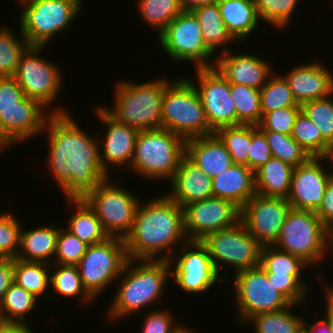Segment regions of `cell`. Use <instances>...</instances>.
<instances>
[{
  "label": "cell",
  "instance_id": "cell-29",
  "mask_svg": "<svg viewBox=\"0 0 333 333\" xmlns=\"http://www.w3.org/2000/svg\"><path fill=\"white\" fill-rule=\"evenodd\" d=\"M293 169V166L272 156L266 164L255 171L256 194L287 199Z\"/></svg>",
  "mask_w": 333,
  "mask_h": 333
},
{
  "label": "cell",
  "instance_id": "cell-12",
  "mask_svg": "<svg viewBox=\"0 0 333 333\" xmlns=\"http://www.w3.org/2000/svg\"><path fill=\"white\" fill-rule=\"evenodd\" d=\"M109 179L102 181L83 200L95 212L109 237L124 239L131 231L136 210L141 200L130 191L114 185ZM128 191V192H127Z\"/></svg>",
  "mask_w": 333,
  "mask_h": 333
},
{
  "label": "cell",
  "instance_id": "cell-27",
  "mask_svg": "<svg viewBox=\"0 0 333 333\" xmlns=\"http://www.w3.org/2000/svg\"><path fill=\"white\" fill-rule=\"evenodd\" d=\"M222 20L234 41H247L260 23L255 0H216ZM259 24V25H258Z\"/></svg>",
  "mask_w": 333,
  "mask_h": 333
},
{
  "label": "cell",
  "instance_id": "cell-4",
  "mask_svg": "<svg viewBox=\"0 0 333 333\" xmlns=\"http://www.w3.org/2000/svg\"><path fill=\"white\" fill-rule=\"evenodd\" d=\"M44 108L25 96L13 76L0 77V132L12 146L44 131L52 114L69 113L61 107L46 113Z\"/></svg>",
  "mask_w": 333,
  "mask_h": 333
},
{
  "label": "cell",
  "instance_id": "cell-14",
  "mask_svg": "<svg viewBox=\"0 0 333 333\" xmlns=\"http://www.w3.org/2000/svg\"><path fill=\"white\" fill-rule=\"evenodd\" d=\"M157 36L160 47L173 61H192L195 68L214 67L215 62L208 60L214 54L206 47L199 20L192 11L181 12Z\"/></svg>",
  "mask_w": 333,
  "mask_h": 333
},
{
  "label": "cell",
  "instance_id": "cell-9",
  "mask_svg": "<svg viewBox=\"0 0 333 333\" xmlns=\"http://www.w3.org/2000/svg\"><path fill=\"white\" fill-rule=\"evenodd\" d=\"M81 6L78 0H27L19 9L21 33L31 46H47L75 21Z\"/></svg>",
  "mask_w": 333,
  "mask_h": 333
},
{
  "label": "cell",
  "instance_id": "cell-31",
  "mask_svg": "<svg viewBox=\"0 0 333 333\" xmlns=\"http://www.w3.org/2000/svg\"><path fill=\"white\" fill-rule=\"evenodd\" d=\"M192 12L199 20L204 43L213 54L223 44H231L234 40L226 29L216 2L197 7Z\"/></svg>",
  "mask_w": 333,
  "mask_h": 333
},
{
  "label": "cell",
  "instance_id": "cell-26",
  "mask_svg": "<svg viewBox=\"0 0 333 333\" xmlns=\"http://www.w3.org/2000/svg\"><path fill=\"white\" fill-rule=\"evenodd\" d=\"M214 197L226 199L240 209L256 195L255 172L243 164H233L212 179Z\"/></svg>",
  "mask_w": 333,
  "mask_h": 333
},
{
  "label": "cell",
  "instance_id": "cell-42",
  "mask_svg": "<svg viewBox=\"0 0 333 333\" xmlns=\"http://www.w3.org/2000/svg\"><path fill=\"white\" fill-rule=\"evenodd\" d=\"M223 142L234 164L247 166L251 146V125L226 126L214 132Z\"/></svg>",
  "mask_w": 333,
  "mask_h": 333
},
{
  "label": "cell",
  "instance_id": "cell-37",
  "mask_svg": "<svg viewBox=\"0 0 333 333\" xmlns=\"http://www.w3.org/2000/svg\"><path fill=\"white\" fill-rule=\"evenodd\" d=\"M230 92L237 112V125L258 126L262 120L260 90L230 83Z\"/></svg>",
  "mask_w": 333,
  "mask_h": 333
},
{
  "label": "cell",
  "instance_id": "cell-47",
  "mask_svg": "<svg viewBox=\"0 0 333 333\" xmlns=\"http://www.w3.org/2000/svg\"><path fill=\"white\" fill-rule=\"evenodd\" d=\"M21 224L9 211L0 214V257L16 258L20 246ZM18 248V249H17Z\"/></svg>",
  "mask_w": 333,
  "mask_h": 333
},
{
  "label": "cell",
  "instance_id": "cell-30",
  "mask_svg": "<svg viewBox=\"0 0 333 333\" xmlns=\"http://www.w3.org/2000/svg\"><path fill=\"white\" fill-rule=\"evenodd\" d=\"M68 204L76 207L68 219L67 231L87 245L97 244L109 238L95 212L83 199H67Z\"/></svg>",
  "mask_w": 333,
  "mask_h": 333
},
{
  "label": "cell",
  "instance_id": "cell-19",
  "mask_svg": "<svg viewBox=\"0 0 333 333\" xmlns=\"http://www.w3.org/2000/svg\"><path fill=\"white\" fill-rule=\"evenodd\" d=\"M290 209L286 198L256 194L241 208L240 220L262 246H273Z\"/></svg>",
  "mask_w": 333,
  "mask_h": 333
},
{
  "label": "cell",
  "instance_id": "cell-38",
  "mask_svg": "<svg viewBox=\"0 0 333 333\" xmlns=\"http://www.w3.org/2000/svg\"><path fill=\"white\" fill-rule=\"evenodd\" d=\"M142 20L159 35L176 16L183 12L179 0H137Z\"/></svg>",
  "mask_w": 333,
  "mask_h": 333
},
{
  "label": "cell",
  "instance_id": "cell-53",
  "mask_svg": "<svg viewBox=\"0 0 333 333\" xmlns=\"http://www.w3.org/2000/svg\"><path fill=\"white\" fill-rule=\"evenodd\" d=\"M14 283V258L0 257V305L5 292Z\"/></svg>",
  "mask_w": 333,
  "mask_h": 333
},
{
  "label": "cell",
  "instance_id": "cell-50",
  "mask_svg": "<svg viewBox=\"0 0 333 333\" xmlns=\"http://www.w3.org/2000/svg\"><path fill=\"white\" fill-rule=\"evenodd\" d=\"M148 312L144 317L142 333H177L183 326L179 323H174L173 313H170L169 310L156 309Z\"/></svg>",
  "mask_w": 333,
  "mask_h": 333
},
{
  "label": "cell",
  "instance_id": "cell-3",
  "mask_svg": "<svg viewBox=\"0 0 333 333\" xmlns=\"http://www.w3.org/2000/svg\"><path fill=\"white\" fill-rule=\"evenodd\" d=\"M169 276L171 267L168 260L128 259L118 278L121 281L116 295L107 309L108 319L118 321L132 313L144 312V307L150 308L156 301L159 304Z\"/></svg>",
  "mask_w": 333,
  "mask_h": 333
},
{
  "label": "cell",
  "instance_id": "cell-35",
  "mask_svg": "<svg viewBox=\"0 0 333 333\" xmlns=\"http://www.w3.org/2000/svg\"><path fill=\"white\" fill-rule=\"evenodd\" d=\"M295 304L274 312H263L249 318L246 323L255 325L256 333H303L301 316L291 312Z\"/></svg>",
  "mask_w": 333,
  "mask_h": 333
},
{
  "label": "cell",
  "instance_id": "cell-22",
  "mask_svg": "<svg viewBox=\"0 0 333 333\" xmlns=\"http://www.w3.org/2000/svg\"><path fill=\"white\" fill-rule=\"evenodd\" d=\"M222 52V56H215L213 60L215 62L214 67L229 83L260 90L273 73L272 65L260 56L248 53L232 54L229 48L223 49Z\"/></svg>",
  "mask_w": 333,
  "mask_h": 333
},
{
  "label": "cell",
  "instance_id": "cell-62",
  "mask_svg": "<svg viewBox=\"0 0 333 333\" xmlns=\"http://www.w3.org/2000/svg\"><path fill=\"white\" fill-rule=\"evenodd\" d=\"M25 1H27V0H17V3H23V2H25Z\"/></svg>",
  "mask_w": 333,
  "mask_h": 333
},
{
  "label": "cell",
  "instance_id": "cell-46",
  "mask_svg": "<svg viewBox=\"0 0 333 333\" xmlns=\"http://www.w3.org/2000/svg\"><path fill=\"white\" fill-rule=\"evenodd\" d=\"M88 245L67 231L59 230L53 264L76 266L84 256Z\"/></svg>",
  "mask_w": 333,
  "mask_h": 333
},
{
  "label": "cell",
  "instance_id": "cell-51",
  "mask_svg": "<svg viewBox=\"0 0 333 333\" xmlns=\"http://www.w3.org/2000/svg\"><path fill=\"white\" fill-rule=\"evenodd\" d=\"M275 288L291 303L298 306L306 302L307 290L293 277L286 275H267Z\"/></svg>",
  "mask_w": 333,
  "mask_h": 333
},
{
  "label": "cell",
  "instance_id": "cell-10",
  "mask_svg": "<svg viewBox=\"0 0 333 333\" xmlns=\"http://www.w3.org/2000/svg\"><path fill=\"white\" fill-rule=\"evenodd\" d=\"M128 260L125 241L109 237L105 241L88 245L80 262L76 265L86 291L98 298L102 291L119 280Z\"/></svg>",
  "mask_w": 333,
  "mask_h": 333
},
{
  "label": "cell",
  "instance_id": "cell-15",
  "mask_svg": "<svg viewBox=\"0 0 333 333\" xmlns=\"http://www.w3.org/2000/svg\"><path fill=\"white\" fill-rule=\"evenodd\" d=\"M44 48L30 46L22 55L13 77L26 97L39 101L48 110L59 96L64 77L57 64L41 56Z\"/></svg>",
  "mask_w": 333,
  "mask_h": 333
},
{
  "label": "cell",
  "instance_id": "cell-55",
  "mask_svg": "<svg viewBox=\"0 0 333 333\" xmlns=\"http://www.w3.org/2000/svg\"><path fill=\"white\" fill-rule=\"evenodd\" d=\"M325 297L324 299H326V314L324 315L325 318L327 319V321L330 324L332 333H333V287L330 286L325 287Z\"/></svg>",
  "mask_w": 333,
  "mask_h": 333
},
{
  "label": "cell",
  "instance_id": "cell-49",
  "mask_svg": "<svg viewBox=\"0 0 333 333\" xmlns=\"http://www.w3.org/2000/svg\"><path fill=\"white\" fill-rule=\"evenodd\" d=\"M272 157L271 149L264 133L258 126L251 125V146L248 152L247 167L254 172Z\"/></svg>",
  "mask_w": 333,
  "mask_h": 333
},
{
  "label": "cell",
  "instance_id": "cell-5",
  "mask_svg": "<svg viewBox=\"0 0 333 333\" xmlns=\"http://www.w3.org/2000/svg\"><path fill=\"white\" fill-rule=\"evenodd\" d=\"M166 78L145 83H115V104L105 109L118 121L139 131L161 128L164 91L170 84Z\"/></svg>",
  "mask_w": 333,
  "mask_h": 333
},
{
  "label": "cell",
  "instance_id": "cell-6",
  "mask_svg": "<svg viewBox=\"0 0 333 333\" xmlns=\"http://www.w3.org/2000/svg\"><path fill=\"white\" fill-rule=\"evenodd\" d=\"M185 142L165 128L139 131L129 169L148 181L171 180L185 156Z\"/></svg>",
  "mask_w": 333,
  "mask_h": 333
},
{
  "label": "cell",
  "instance_id": "cell-39",
  "mask_svg": "<svg viewBox=\"0 0 333 333\" xmlns=\"http://www.w3.org/2000/svg\"><path fill=\"white\" fill-rule=\"evenodd\" d=\"M291 137L310 157L324 158L331 146L316 125L301 111L292 128Z\"/></svg>",
  "mask_w": 333,
  "mask_h": 333
},
{
  "label": "cell",
  "instance_id": "cell-28",
  "mask_svg": "<svg viewBox=\"0 0 333 333\" xmlns=\"http://www.w3.org/2000/svg\"><path fill=\"white\" fill-rule=\"evenodd\" d=\"M60 228L43 225L24 231L21 229L20 246L16 258L24 261L53 264Z\"/></svg>",
  "mask_w": 333,
  "mask_h": 333
},
{
  "label": "cell",
  "instance_id": "cell-2",
  "mask_svg": "<svg viewBox=\"0 0 333 333\" xmlns=\"http://www.w3.org/2000/svg\"><path fill=\"white\" fill-rule=\"evenodd\" d=\"M124 241L128 259L170 261L173 248L181 249L189 241L184 231V209L167 195L144 204L141 200Z\"/></svg>",
  "mask_w": 333,
  "mask_h": 333
},
{
  "label": "cell",
  "instance_id": "cell-13",
  "mask_svg": "<svg viewBox=\"0 0 333 333\" xmlns=\"http://www.w3.org/2000/svg\"><path fill=\"white\" fill-rule=\"evenodd\" d=\"M232 280L239 311L237 320L242 321L240 324L245 325L256 314L282 310L291 304L269 281L260 266L238 271Z\"/></svg>",
  "mask_w": 333,
  "mask_h": 333
},
{
  "label": "cell",
  "instance_id": "cell-32",
  "mask_svg": "<svg viewBox=\"0 0 333 333\" xmlns=\"http://www.w3.org/2000/svg\"><path fill=\"white\" fill-rule=\"evenodd\" d=\"M309 266L299 257L278 250L274 246H263L261 250L260 267L267 275L293 276L307 291L308 283L304 284L302 272ZM304 269V270H303Z\"/></svg>",
  "mask_w": 333,
  "mask_h": 333
},
{
  "label": "cell",
  "instance_id": "cell-20",
  "mask_svg": "<svg viewBox=\"0 0 333 333\" xmlns=\"http://www.w3.org/2000/svg\"><path fill=\"white\" fill-rule=\"evenodd\" d=\"M96 108V110H95ZM95 115L100 119V122L106 124L107 127L105 135L103 134L104 143L99 147V158L102 168L109 175V168L113 166L130 167L135 143L139 130L130 127L113 117L104 106L94 107ZM111 164V165H110ZM110 167H109V166Z\"/></svg>",
  "mask_w": 333,
  "mask_h": 333
},
{
  "label": "cell",
  "instance_id": "cell-21",
  "mask_svg": "<svg viewBox=\"0 0 333 333\" xmlns=\"http://www.w3.org/2000/svg\"><path fill=\"white\" fill-rule=\"evenodd\" d=\"M323 160L322 157H311L305 164L293 169L287 197L291 208L311 211L319 208L326 185L332 178L330 170L323 167Z\"/></svg>",
  "mask_w": 333,
  "mask_h": 333
},
{
  "label": "cell",
  "instance_id": "cell-1",
  "mask_svg": "<svg viewBox=\"0 0 333 333\" xmlns=\"http://www.w3.org/2000/svg\"><path fill=\"white\" fill-rule=\"evenodd\" d=\"M45 130L49 138L47 164L67 199H83L110 178L100 163L97 134L91 137L69 113L52 114Z\"/></svg>",
  "mask_w": 333,
  "mask_h": 333
},
{
  "label": "cell",
  "instance_id": "cell-60",
  "mask_svg": "<svg viewBox=\"0 0 333 333\" xmlns=\"http://www.w3.org/2000/svg\"><path fill=\"white\" fill-rule=\"evenodd\" d=\"M328 248L333 249V224L328 227Z\"/></svg>",
  "mask_w": 333,
  "mask_h": 333
},
{
  "label": "cell",
  "instance_id": "cell-33",
  "mask_svg": "<svg viewBox=\"0 0 333 333\" xmlns=\"http://www.w3.org/2000/svg\"><path fill=\"white\" fill-rule=\"evenodd\" d=\"M51 264L14 258V282L37 298L43 297L50 286Z\"/></svg>",
  "mask_w": 333,
  "mask_h": 333
},
{
  "label": "cell",
  "instance_id": "cell-18",
  "mask_svg": "<svg viewBox=\"0 0 333 333\" xmlns=\"http://www.w3.org/2000/svg\"><path fill=\"white\" fill-rule=\"evenodd\" d=\"M184 231L189 241H201L208 234L235 225L241 209L233 202L210 197L184 208Z\"/></svg>",
  "mask_w": 333,
  "mask_h": 333
},
{
  "label": "cell",
  "instance_id": "cell-36",
  "mask_svg": "<svg viewBox=\"0 0 333 333\" xmlns=\"http://www.w3.org/2000/svg\"><path fill=\"white\" fill-rule=\"evenodd\" d=\"M51 270L50 287L59 296L74 299L81 295L84 305L95 300L84 288L77 266L51 264Z\"/></svg>",
  "mask_w": 333,
  "mask_h": 333
},
{
  "label": "cell",
  "instance_id": "cell-54",
  "mask_svg": "<svg viewBox=\"0 0 333 333\" xmlns=\"http://www.w3.org/2000/svg\"><path fill=\"white\" fill-rule=\"evenodd\" d=\"M308 322L304 319L303 321V333H332L331 327L327 319H321L315 321L314 324H307Z\"/></svg>",
  "mask_w": 333,
  "mask_h": 333
},
{
  "label": "cell",
  "instance_id": "cell-44",
  "mask_svg": "<svg viewBox=\"0 0 333 333\" xmlns=\"http://www.w3.org/2000/svg\"><path fill=\"white\" fill-rule=\"evenodd\" d=\"M333 96L316 99L300 105L305 114L320 130L322 137L333 144Z\"/></svg>",
  "mask_w": 333,
  "mask_h": 333
},
{
  "label": "cell",
  "instance_id": "cell-23",
  "mask_svg": "<svg viewBox=\"0 0 333 333\" xmlns=\"http://www.w3.org/2000/svg\"><path fill=\"white\" fill-rule=\"evenodd\" d=\"M315 62L296 65L287 74H282L299 105L333 95L332 71L318 60Z\"/></svg>",
  "mask_w": 333,
  "mask_h": 333
},
{
  "label": "cell",
  "instance_id": "cell-52",
  "mask_svg": "<svg viewBox=\"0 0 333 333\" xmlns=\"http://www.w3.org/2000/svg\"><path fill=\"white\" fill-rule=\"evenodd\" d=\"M315 214L327 228L333 224V178L327 183L322 202Z\"/></svg>",
  "mask_w": 333,
  "mask_h": 333
},
{
  "label": "cell",
  "instance_id": "cell-40",
  "mask_svg": "<svg viewBox=\"0 0 333 333\" xmlns=\"http://www.w3.org/2000/svg\"><path fill=\"white\" fill-rule=\"evenodd\" d=\"M20 36L7 26L0 27V77L14 76L22 55L31 46L21 30Z\"/></svg>",
  "mask_w": 333,
  "mask_h": 333
},
{
  "label": "cell",
  "instance_id": "cell-48",
  "mask_svg": "<svg viewBox=\"0 0 333 333\" xmlns=\"http://www.w3.org/2000/svg\"><path fill=\"white\" fill-rule=\"evenodd\" d=\"M301 107H285L265 113L258 125L261 131H274L291 135L295 120Z\"/></svg>",
  "mask_w": 333,
  "mask_h": 333
},
{
  "label": "cell",
  "instance_id": "cell-8",
  "mask_svg": "<svg viewBox=\"0 0 333 333\" xmlns=\"http://www.w3.org/2000/svg\"><path fill=\"white\" fill-rule=\"evenodd\" d=\"M273 246L312 267L328 252V228L315 211L291 208Z\"/></svg>",
  "mask_w": 333,
  "mask_h": 333
},
{
  "label": "cell",
  "instance_id": "cell-61",
  "mask_svg": "<svg viewBox=\"0 0 333 333\" xmlns=\"http://www.w3.org/2000/svg\"><path fill=\"white\" fill-rule=\"evenodd\" d=\"M177 333H194V331H190V328H186V327H181L180 330Z\"/></svg>",
  "mask_w": 333,
  "mask_h": 333
},
{
  "label": "cell",
  "instance_id": "cell-25",
  "mask_svg": "<svg viewBox=\"0 0 333 333\" xmlns=\"http://www.w3.org/2000/svg\"><path fill=\"white\" fill-rule=\"evenodd\" d=\"M185 156L211 179L234 164L223 142L215 133L187 139Z\"/></svg>",
  "mask_w": 333,
  "mask_h": 333
},
{
  "label": "cell",
  "instance_id": "cell-43",
  "mask_svg": "<svg viewBox=\"0 0 333 333\" xmlns=\"http://www.w3.org/2000/svg\"><path fill=\"white\" fill-rule=\"evenodd\" d=\"M271 149L273 157L293 166L294 168L305 164L311 157L291 137L274 131H262Z\"/></svg>",
  "mask_w": 333,
  "mask_h": 333
},
{
  "label": "cell",
  "instance_id": "cell-24",
  "mask_svg": "<svg viewBox=\"0 0 333 333\" xmlns=\"http://www.w3.org/2000/svg\"><path fill=\"white\" fill-rule=\"evenodd\" d=\"M169 181V191H172L166 195L182 208L213 197L212 179L186 156L182 158L177 171Z\"/></svg>",
  "mask_w": 333,
  "mask_h": 333
},
{
  "label": "cell",
  "instance_id": "cell-17",
  "mask_svg": "<svg viewBox=\"0 0 333 333\" xmlns=\"http://www.w3.org/2000/svg\"><path fill=\"white\" fill-rule=\"evenodd\" d=\"M181 247L183 252L181 249L178 251L180 256L174 254L178 257L171 258L170 267L174 283L183 291L198 295L210 291L218 280L223 281L212 264L208 249L200 241H188Z\"/></svg>",
  "mask_w": 333,
  "mask_h": 333
},
{
  "label": "cell",
  "instance_id": "cell-16",
  "mask_svg": "<svg viewBox=\"0 0 333 333\" xmlns=\"http://www.w3.org/2000/svg\"><path fill=\"white\" fill-rule=\"evenodd\" d=\"M195 69L198 84L192 81V78L188 80L200 97L209 127L215 132L221 127L237 125V112L230 83L215 67Z\"/></svg>",
  "mask_w": 333,
  "mask_h": 333
},
{
  "label": "cell",
  "instance_id": "cell-34",
  "mask_svg": "<svg viewBox=\"0 0 333 333\" xmlns=\"http://www.w3.org/2000/svg\"><path fill=\"white\" fill-rule=\"evenodd\" d=\"M38 298L15 282L5 292L0 305V322L27 325L23 320L35 308Z\"/></svg>",
  "mask_w": 333,
  "mask_h": 333
},
{
  "label": "cell",
  "instance_id": "cell-56",
  "mask_svg": "<svg viewBox=\"0 0 333 333\" xmlns=\"http://www.w3.org/2000/svg\"><path fill=\"white\" fill-rule=\"evenodd\" d=\"M28 325L22 324H0V333H34Z\"/></svg>",
  "mask_w": 333,
  "mask_h": 333
},
{
  "label": "cell",
  "instance_id": "cell-58",
  "mask_svg": "<svg viewBox=\"0 0 333 333\" xmlns=\"http://www.w3.org/2000/svg\"><path fill=\"white\" fill-rule=\"evenodd\" d=\"M328 159L330 160V162L332 164V165H330V166H332V168H330V167H328V168L331 169L330 173L333 178V144L329 147L328 152L324 157L325 161H327Z\"/></svg>",
  "mask_w": 333,
  "mask_h": 333
},
{
  "label": "cell",
  "instance_id": "cell-7",
  "mask_svg": "<svg viewBox=\"0 0 333 333\" xmlns=\"http://www.w3.org/2000/svg\"><path fill=\"white\" fill-rule=\"evenodd\" d=\"M187 78L181 76L166 87L161 119V128L185 140L214 133L206 120L200 97Z\"/></svg>",
  "mask_w": 333,
  "mask_h": 333
},
{
  "label": "cell",
  "instance_id": "cell-41",
  "mask_svg": "<svg viewBox=\"0 0 333 333\" xmlns=\"http://www.w3.org/2000/svg\"><path fill=\"white\" fill-rule=\"evenodd\" d=\"M274 75L271 74L266 84L260 89V104L263 115L275 109L300 107L284 77L278 74Z\"/></svg>",
  "mask_w": 333,
  "mask_h": 333
},
{
  "label": "cell",
  "instance_id": "cell-59",
  "mask_svg": "<svg viewBox=\"0 0 333 333\" xmlns=\"http://www.w3.org/2000/svg\"><path fill=\"white\" fill-rule=\"evenodd\" d=\"M11 144L4 138L0 132V152L4 151L6 148H10Z\"/></svg>",
  "mask_w": 333,
  "mask_h": 333
},
{
  "label": "cell",
  "instance_id": "cell-45",
  "mask_svg": "<svg viewBox=\"0 0 333 333\" xmlns=\"http://www.w3.org/2000/svg\"><path fill=\"white\" fill-rule=\"evenodd\" d=\"M299 0H255L259 20L276 28L287 27L296 11Z\"/></svg>",
  "mask_w": 333,
  "mask_h": 333
},
{
  "label": "cell",
  "instance_id": "cell-57",
  "mask_svg": "<svg viewBox=\"0 0 333 333\" xmlns=\"http://www.w3.org/2000/svg\"><path fill=\"white\" fill-rule=\"evenodd\" d=\"M216 0H179L184 11H193L195 8L214 3Z\"/></svg>",
  "mask_w": 333,
  "mask_h": 333
},
{
  "label": "cell",
  "instance_id": "cell-11",
  "mask_svg": "<svg viewBox=\"0 0 333 333\" xmlns=\"http://www.w3.org/2000/svg\"><path fill=\"white\" fill-rule=\"evenodd\" d=\"M200 242L208 249L219 276L222 263L231 265L235 273L260 266L263 246L251 236L241 220L231 227L208 234Z\"/></svg>",
  "mask_w": 333,
  "mask_h": 333
}]
</instances>
